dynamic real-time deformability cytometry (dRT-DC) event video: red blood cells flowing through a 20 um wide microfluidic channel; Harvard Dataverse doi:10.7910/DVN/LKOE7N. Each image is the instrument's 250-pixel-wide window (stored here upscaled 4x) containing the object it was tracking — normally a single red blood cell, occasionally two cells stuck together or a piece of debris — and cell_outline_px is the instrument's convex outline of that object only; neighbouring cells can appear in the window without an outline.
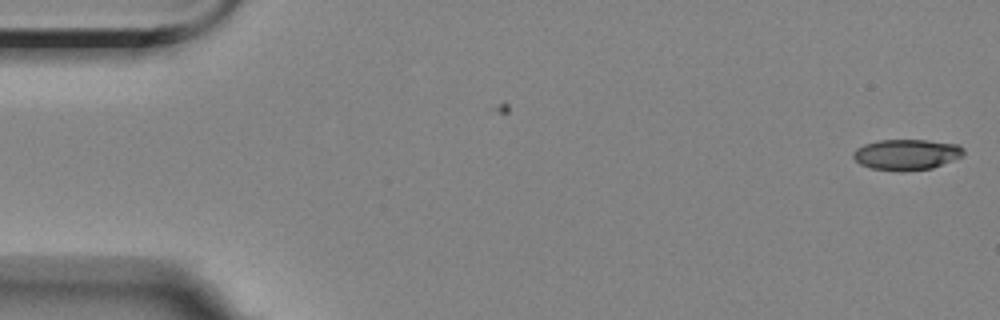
{"species": "Egyptian fruit bat (a non-hibernating species)", "species_latin": "Rousettus aegyptiacus", "temperature_condition": "room temperature", "stored_images_in_passage": 2, "camera_frame_rate_fps": 3000, "um_per_image_px": 0.085, "animal": {"sex": "female"}, "frame": {"image": 1, "passage_image": 2, "time_ms": 1.0, "image_size_px": [1000, 320], "cell_outline_px": [[964, 156], [932, 168], [872, 168], [860, 164], [852, 156], [852, 152], [856, 148], [864, 144], [880, 140], [928, 140], [960, 144], [964, 148]], "centroid_in_image_um": [77.1, 13.07], "position_along_channel_um": 7.9, "area_um2": 19.13}}